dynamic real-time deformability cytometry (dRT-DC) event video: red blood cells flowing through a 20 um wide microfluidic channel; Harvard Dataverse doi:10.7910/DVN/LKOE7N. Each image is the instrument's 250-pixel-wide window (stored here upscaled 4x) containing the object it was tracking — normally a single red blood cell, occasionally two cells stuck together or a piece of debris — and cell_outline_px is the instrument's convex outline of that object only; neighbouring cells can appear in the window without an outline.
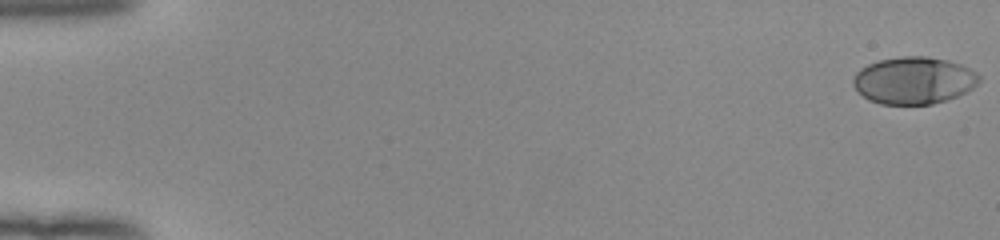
{"species": "human", "species_latin": "Homo sapiens", "temperature_condition": "room temperature", "stored_images_in_passage": 53, "camera_frame_rate_fps": 3000, "um_per_image_px": 0.085, "donor": {"sex": "female"}, "frame": {"image": 1, "passage_image": 1, "time_ms": 0.0, "image_size_px": [1000, 240], "cell_outline_px": [[980, 80], [972, 88], [956, 96], [932, 104], [880, 104], [868, 100], [852, 84], [852, 80], [856, 72], [860, 68], [868, 64], [880, 60], [900, 56], [924, 56], [948, 60], [960, 64], [976, 72], [980, 76]], "centroid_in_image_um": [77.65, 6.83], "position_along_channel_um": 7.4, "area_um2": 34.45}}
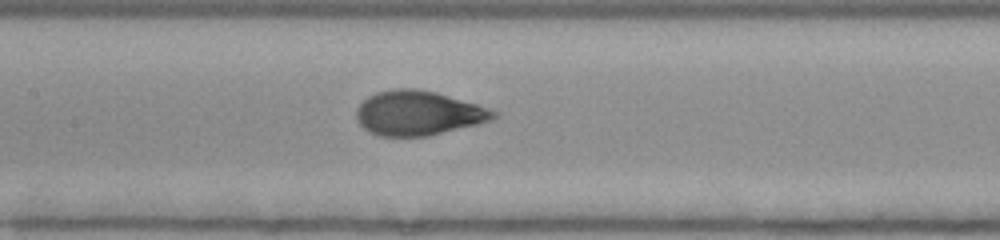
{"frame": {"image": 2, "passage_image": 27, "time_ms": 8.667, "image_size_px": [1000, 240], "cell_outline_px": [[500, 116], [492, 120], [428, 136], [376, 136], [368, 132], [356, 120], [356, 108], [368, 96], [376, 92], [392, 88], [416, 88], [436, 92], [476, 104], [500, 112]], "centroid_in_image_um": [35.53, 9.61], "position_along_channel_um": 171.9, "area_um2": 35.78}}
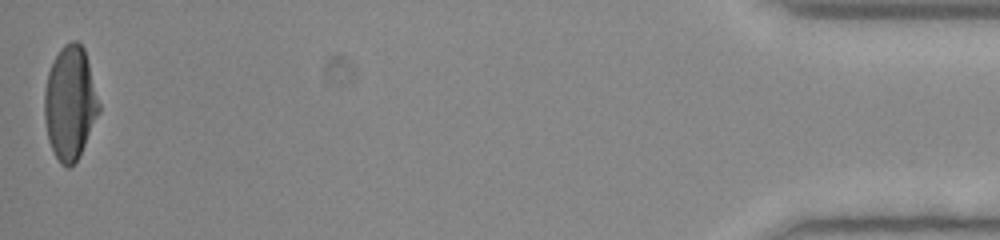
{"frame": {"image": 3, "passage_image": 53, "time_ms": 17.333, "image_size_px": [1000, 240], "cell_outline_px": [[100, 112], [80, 156], [68, 168], [60, 164], [48, 140], [44, 120], [44, 92], [48, 72], [60, 48], [64, 44], [72, 40], [76, 40], [84, 48], [100, 104]], "centroid_in_image_um": [5.95, 8.77], "position_along_channel_um": 429.2, "area_um2": 36.13}, "authors_computed_cell_mechanics": {"area_um2": 35.3158, "velocity_mm_per_s": 3.9644, "shape_relaxation_time_tau1_ms": 4.4884, "shape_relaxation_time_tau2_ms": null, "deformation_change_tau1": 0.2295, "deformation_change_tau2": null}}